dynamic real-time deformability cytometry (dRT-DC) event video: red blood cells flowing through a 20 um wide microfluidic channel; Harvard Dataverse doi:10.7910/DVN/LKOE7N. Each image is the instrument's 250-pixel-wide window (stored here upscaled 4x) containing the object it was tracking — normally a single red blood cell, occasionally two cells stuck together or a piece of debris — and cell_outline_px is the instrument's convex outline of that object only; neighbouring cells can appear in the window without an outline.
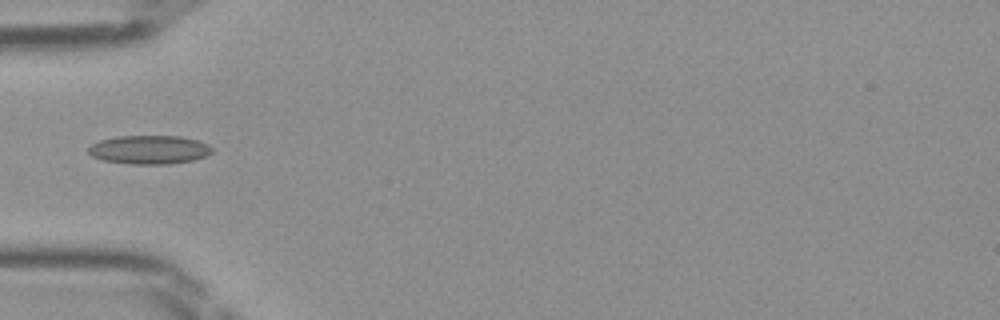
{"species": "Egyptian fruit bat (a non-hibernating species)", "species_latin": "Rousettus aegyptiacus", "temperature_condition": "room temperature", "stored_images_in_passage": 32, "camera_frame_rate_fps": 3000, "um_per_image_px": 0.085, "frame": {"image": 1, "passage_image": 1, "time_ms": 0.0, "image_size_px": [1000, 320], "cell_outline_px": [[212, 152], [204, 156], [192, 160], [168, 164], [128, 164], [100, 160], [92, 156], [88, 152], [88, 148], [92, 144], [100, 140], [120, 136], [180, 136], [196, 140], [208, 144], [212, 148]], "centroid_in_image_um": [12.65, 12.73], "position_along_channel_um": 72.3, "area_um2": 20.63}}
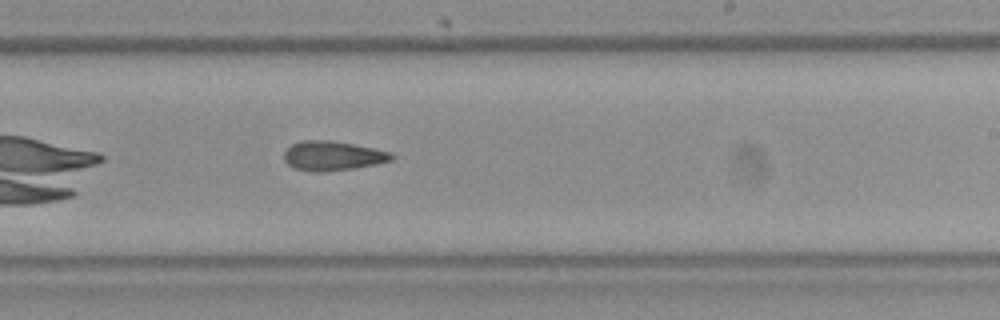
{"frame": {"image": 2, "passage_image": 14, "time_ms": 4.333, "image_size_px": [1000, 320], "cell_outline_px": [[396, 156], [392, 160], [376, 164], [352, 168], [324, 172], [312, 172], [296, 168], [288, 164], [284, 160], [284, 152], [292, 144], [300, 140], [332, 140], [392, 152]], "centroid_in_image_um": [28.28, 13.24], "position_along_channel_um": 260.7, "area_um2": 18.44}}
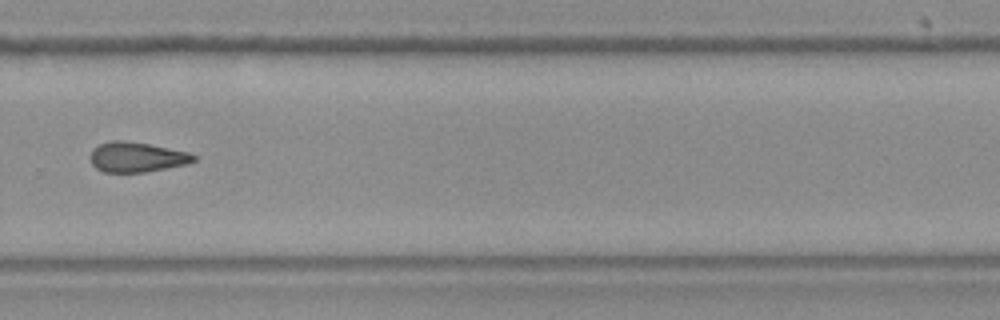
{"frame": {"image": 3, "passage_image": 18, "time_ms": 5.667, "image_size_px": [1000, 320], "cell_outline_px": [[196, 160], [188, 164], [144, 172], [104, 172], [96, 168], [92, 164], [88, 156], [92, 148], [100, 144], [112, 140], [120, 140], [148, 144], [188, 152], [196, 156]], "centroid_in_image_um": [11.58, 13.35], "position_along_channel_um": 318.2, "area_um2": 18.09}}